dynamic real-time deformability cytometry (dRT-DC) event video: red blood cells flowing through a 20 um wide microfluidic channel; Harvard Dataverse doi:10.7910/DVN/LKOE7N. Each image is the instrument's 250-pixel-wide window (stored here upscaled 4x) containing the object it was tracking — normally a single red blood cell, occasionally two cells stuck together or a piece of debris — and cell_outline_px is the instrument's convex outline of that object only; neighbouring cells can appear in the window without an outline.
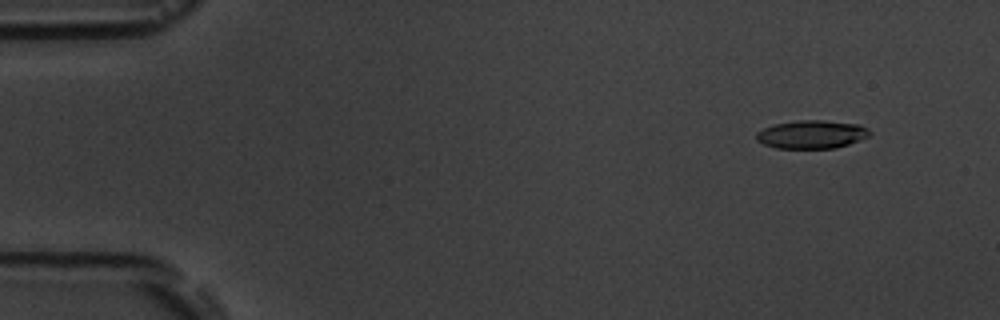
{"species": "common noctule bat (a hibernating species)", "species_latin": "Nyctalus noctula", "temperature_condition": "room temperature", "stored_images_in_passage": 11, "camera_frame_rate_fps": 3000, "um_per_image_px": 0.085, "animal": {"sex": "male", "body_mass_g": 19.5, "forearm_length_mm": 54.6}, "frame": {"image": 1, "passage_image": 2, "time_ms": 1.0, "image_size_px": [1000, 320], "cell_outline_px": [[872, 132], [868, 136], [860, 140], [836, 148], [776, 148], [764, 144], [756, 140], [756, 132], [764, 128], [776, 124], [800, 120], [824, 120], [860, 124], [868, 128]], "centroid_in_image_um": [69.02, 11.42], "position_along_channel_um": 16.0, "area_um2": 18.67}}
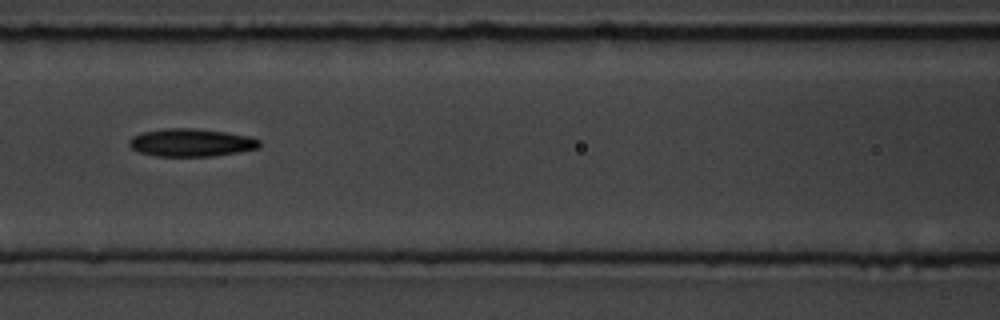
{"frame": {"image": 2, "passage_image": 7, "time_ms": 7.667, "image_size_px": [1000, 320], "cell_outline_px": [[260, 148], [240, 152], [212, 156], [156, 156], [140, 152], [132, 148], [128, 144], [128, 140], [132, 136], [140, 132], [164, 128], [196, 128], [252, 136], [260, 140]], "centroid_in_image_um": [16.25, 12.11], "position_along_channel_um": 150.3, "area_um2": 21.39}}
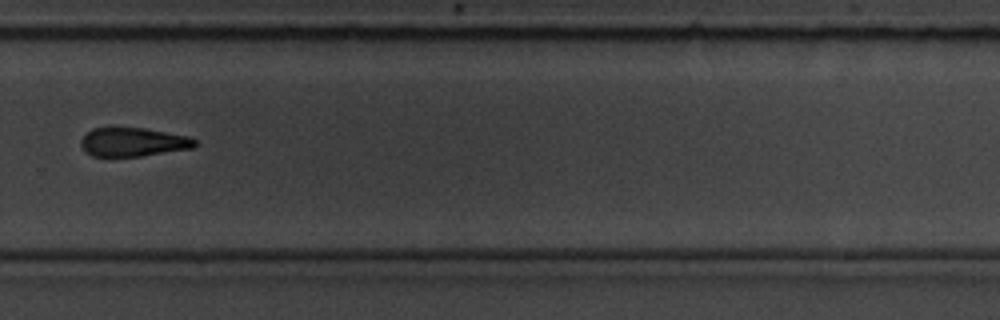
{"frame": {"image": 3, "passage_image": 11, "time_ms": 12.333, "image_size_px": [1000, 320], "cell_outline_px": [[196, 144], [192, 148], [140, 156], [92, 156], [80, 144], [80, 140], [92, 128], [112, 124], [144, 128], [188, 136], [196, 140]], "centroid_in_image_um": [11.26, 12.02], "position_along_channel_um": 318.5, "area_um2": 19.54}}